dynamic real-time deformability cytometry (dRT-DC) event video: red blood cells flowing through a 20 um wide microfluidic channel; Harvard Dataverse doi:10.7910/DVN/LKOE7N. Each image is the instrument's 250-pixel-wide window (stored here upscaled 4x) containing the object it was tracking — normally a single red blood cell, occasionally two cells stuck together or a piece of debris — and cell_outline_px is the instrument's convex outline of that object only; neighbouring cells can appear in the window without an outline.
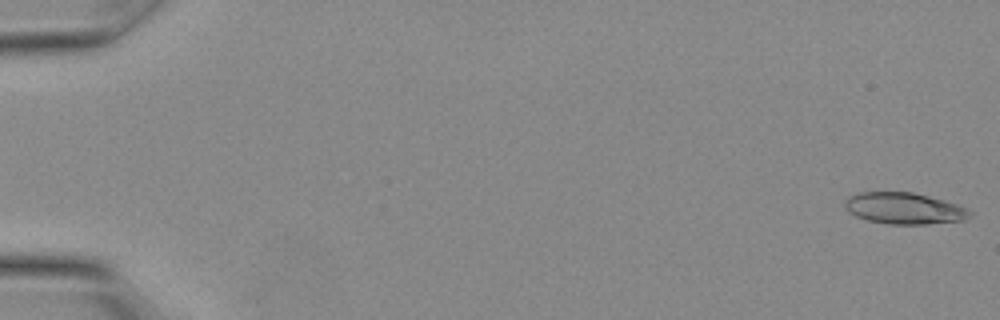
{"species": "Egyptian fruit bat (a non-hibernating species)", "species_latin": "Rousettus aegyptiacus", "temperature_condition": "warm", "stored_images_in_passage": 23, "camera_frame_rate_fps": 3000, "um_per_image_px": 0.085, "animal": {"sex": "female"}, "frame": {"image": 1, "passage_image": 1, "time_ms": 0.0, "image_size_px": [1000, 320], "cell_outline_px": [[972, 216], [964, 220], [924, 224], [888, 224], [868, 220], [856, 216], [848, 212], [844, 204], [852, 196], [860, 192], [912, 192], [944, 200], [956, 204], [972, 212]], "centroid_in_image_um": [76.87, 17.72], "position_along_channel_um": 8.1, "area_um2": 22.6}}
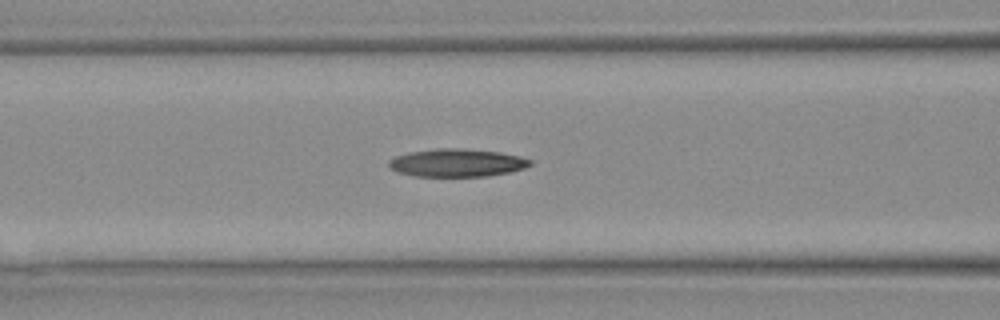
{"frame": {"image": 2, "passage_image": 13, "time_ms": 4.0, "image_size_px": [1000, 320], "cell_outline_px": [[532, 164], [524, 168], [508, 172], [488, 176], [416, 176], [400, 172], [388, 168], [388, 160], [396, 156], [408, 152], [440, 148], [460, 148], [500, 152], [520, 156], [532, 160]], "centroid_in_image_um": [38.83, 13.83], "position_along_channel_um": 127.8, "area_um2": 22.95}}
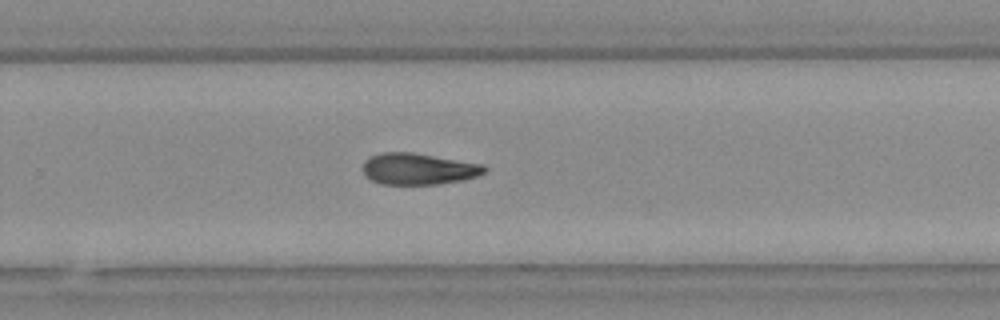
{"frame": {"image": 3, "passage_image": 20, "time_ms": 6.333, "image_size_px": [1000, 320], "cell_outline_px": [[488, 168], [484, 172], [476, 176], [464, 180], [436, 184], [380, 184], [364, 176], [360, 168], [364, 160], [368, 156], [380, 152], [412, 152], [484, 164]], "centroid_in_image_um": [35.5, 14.34], "position_along_channel_um": 294.3, "area_um2": 22.66}}